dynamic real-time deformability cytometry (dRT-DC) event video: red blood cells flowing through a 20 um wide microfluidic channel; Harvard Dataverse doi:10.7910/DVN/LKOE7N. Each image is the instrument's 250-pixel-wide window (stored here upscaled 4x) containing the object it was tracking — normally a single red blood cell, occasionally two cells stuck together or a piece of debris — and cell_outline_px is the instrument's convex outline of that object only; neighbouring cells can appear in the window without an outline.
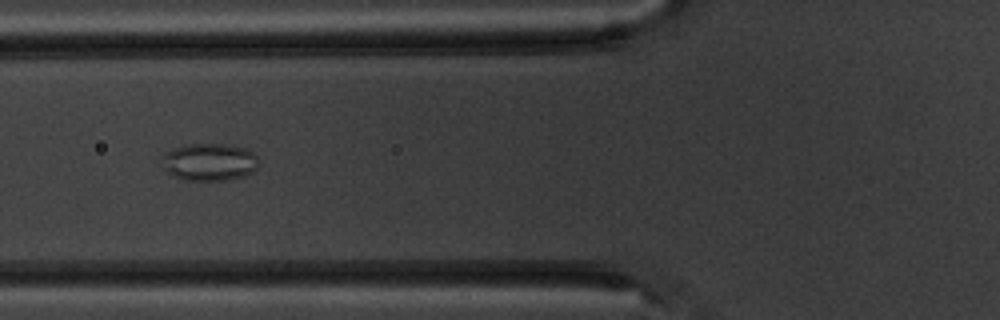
{"species": "common noctule bat (a hibernating species)", "species_latin": "Nyctalus noctula", "temperature_condition": "warm", "stored_images_in_passage": 8, "camera_frame_rate_fps": 3000, "um_per_image_px": 0.085, "animal": {"sex": "male", "body_mass_g": 20.1, "forearm_length_mm": 53.5}, "frame": {"image": 1, "passage_image": 6, "time_ms": 6.333, "image_size_px": [1000, 320], "cell_outline_px": [[256, 172], [244, 176], [228, 180], [184, 180], [172, 176], [164, 168], [160, 156], [176, 148], [188, 144], [224, 144], [248, 148], [256, 156]], "centroid_in_image_um": [17.8, 13.78], "position_along_channel_um": 108.0, "area_um2": 21.15}}
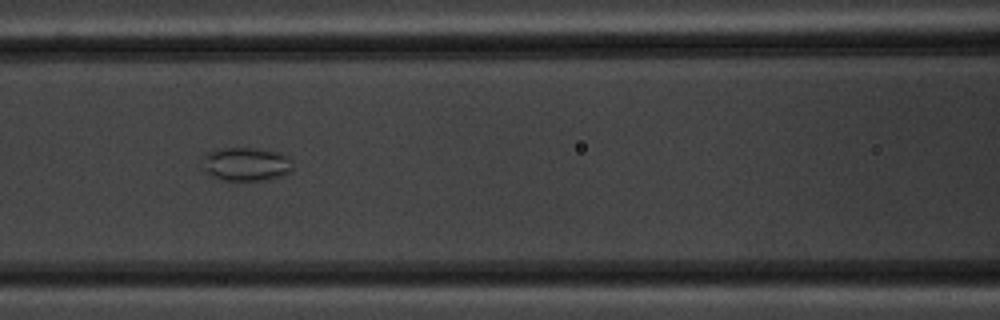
{"frame": {"image": 2, "passage_image": 7, "time_ms": 7.333, "image_size_px": [1000, 320], "cell_outline_px": [[292, 172], [284, 176], [272, 180], [224, 180], [208, 176], [204, 156], [208, 152], [216, 148], [256, 148], [280, 152], [288, 156], [292, 160]], "centroid_in_image_um": [21.0, 13.95], "position_along_channel_um": 145.6, "area_um2": 17.92}}
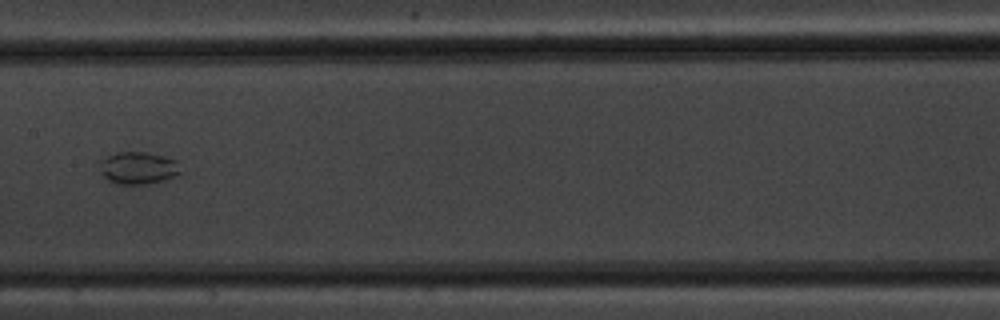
{"frame": {"image": 3, "passage_image": 8, "time_ms": 8.667, "image_size_px": [1000, 320], "cell_outline_px": [[180, 172], [164, 180], [144, 184], [116, 184], [108, 180], [100, 172], [104, 160], [108, 156], [120, 152], [144, 152], [176, 160]], "centroid_in_image_um": [11.74, 14.29], "position_along_channel_um": 195.7, "area_um2": 14.62}}